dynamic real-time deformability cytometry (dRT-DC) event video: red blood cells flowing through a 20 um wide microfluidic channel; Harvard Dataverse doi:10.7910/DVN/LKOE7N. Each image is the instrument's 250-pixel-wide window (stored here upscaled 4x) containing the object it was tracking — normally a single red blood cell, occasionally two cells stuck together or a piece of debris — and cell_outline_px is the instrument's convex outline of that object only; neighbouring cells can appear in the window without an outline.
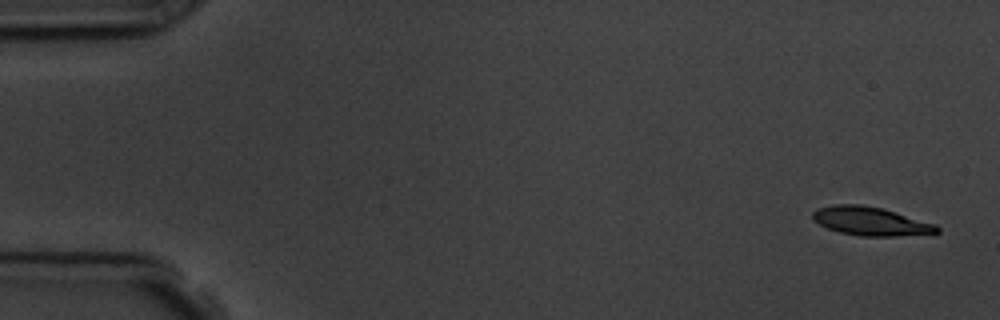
{"species": "common noctule bat (a hibernating species)", "species_latin": "Nyctalus noctula", "temperature_condition": "room temperature", "stored_images_in_passage": 6, "segment_of_instrument_passage": [2, 2], "camera_frame_rate_fps": 3000, "um_per_image_px": 0.085, "animal": {"sex": "male", "body_mass_g": 19.5, "forearm_length_mm": 54.6}, "frame": {"image": 1, "passage_image": 6, "time_ms": 6.667, "image_size_px": [1000, 320], "cell_outline_px": [[940, 232], [896, 236], [860, 236], [840, 232], [828, 228], [812, 220], [812, 212], [816, 208], [832, 204], [860, 204], [884, 208], [936, 224], [940, 228]], "centroid_in_image_um": [73.98, 18.79], "position_along_channel_um": 11.0, "area_um2": 20.87}}